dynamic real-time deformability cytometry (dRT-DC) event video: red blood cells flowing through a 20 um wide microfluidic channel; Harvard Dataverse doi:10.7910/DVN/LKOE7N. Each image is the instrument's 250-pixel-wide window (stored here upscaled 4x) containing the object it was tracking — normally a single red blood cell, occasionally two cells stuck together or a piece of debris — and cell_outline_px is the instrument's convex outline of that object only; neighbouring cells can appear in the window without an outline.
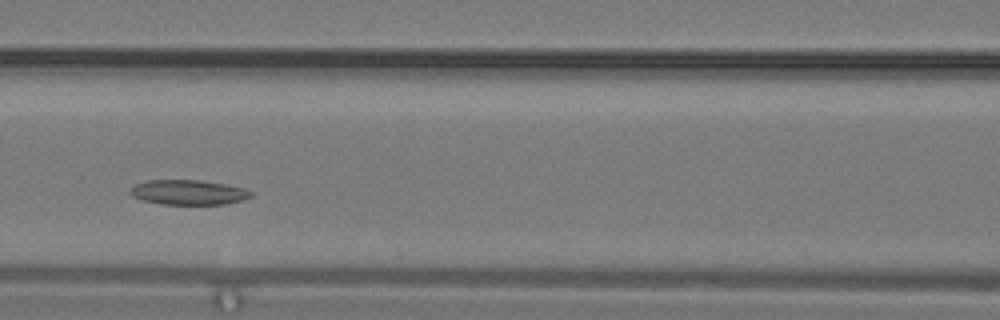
{"species": "common noctule bat (a hibernating species)", "species_latin": "Nyctalus noctula", "temperature_condition": "warm", "stored_images_in_passage": 12, "camera_frame_rate_fps": 3000, "um_per_image_px": 0.085, "animal": {"sex": "male", "body_mass_g": 19.2, "forearm_length_mm": 51.8}, "frame": {"image": 1, "passage_image": 6, "time_ms": 1.667, "image_size_px": [1000, 320], "cell_outline_px": [[252, 196], [240, 200], [224, 204], [160, 204], [140, 200], [132, 196], [128, 192], [136, 184], [148, 180], [200, 180], [224, 184], [244, 188], [252, 192]], "centroid_in_image_um": [15.97, 16.35], "position_along_channel_um": 150.6, "area_um2": 17.4}}
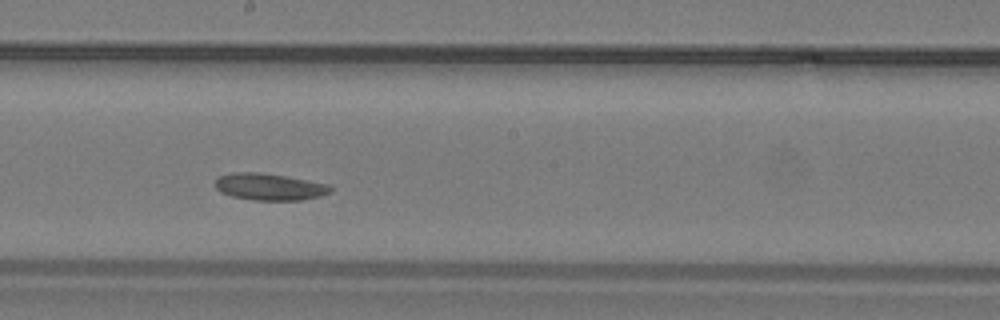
{"frame": {"image": 2, "passage_image": 9, "time_ms": 2.667, "image_size_px": [1000, 320], "cell_outline_px": [[332, 192], [320, 196], [300, 200], [256, 200], [232, 196], [220, 192], [216, 188], [216, 176], [232, 172], [260, 172], [284, 176], [328, 184], [332, 188]], "centroid_in_image_um": [22.88, 15.87], "position_along_channel_um": 225.3, "area_um2": 17.98}}